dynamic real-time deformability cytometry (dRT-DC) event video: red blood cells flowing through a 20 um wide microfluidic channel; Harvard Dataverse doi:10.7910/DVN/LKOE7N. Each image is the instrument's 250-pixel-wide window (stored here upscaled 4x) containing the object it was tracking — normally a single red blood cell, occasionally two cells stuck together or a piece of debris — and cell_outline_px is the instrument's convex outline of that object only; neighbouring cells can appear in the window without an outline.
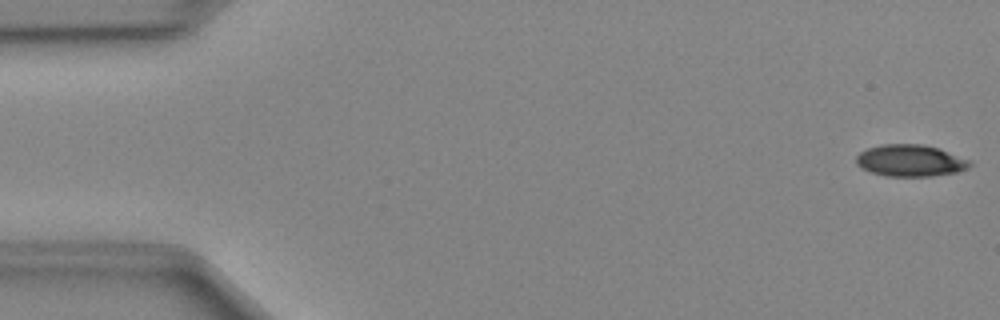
{"species": "Egyptian fruit bat (a non-hibernating species)", "species_latin": "Rousettus aegyptiacus", "temperature_condition": "cold", "stored_images_in_passage": 43, "camera_frame_rate_fps": 3000, "um_per_image_px": 0.085, "animal": {"sex": "female"}, "frame": {"image": 1, "passage_image": 1, "time_ms": 0.0, "image_size_px": [1000, 320], "cell_outline_px": [[972, 164], [968, 168], [956, 172], [932, 176], [884, 176], [872, 172], [856, 164], [856, 156], [860, 152], [868, 148], [880, 144], [924, 144], [940, 148], [968, 160]], "centroid_in_image_um": [77.37, 13.64], "position_along_channel_um": 7.6, "area_um2": 20.98}}
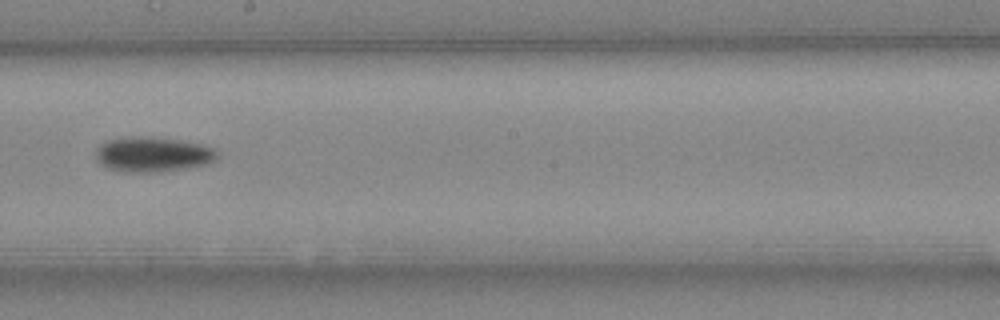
{"frame": {"image": 2, "passage_image": 27, "time_ms": 8.667, "image_size_px": [1000, 320], "cell_outline_px": [[220, 152], [216, 160], [208, 164], [184, 168], [156, 172], [120, 172], [104, 168], [96, 160], [96, 148], [100, 144], [108, 140], [128, 136], [140, 136], [180, 140], [200, 144], [216, 148]], "centroid_in_image_um": [12.97, 13.13], "position_along_channel_um": 235.2, "area_um2": 25.14}}
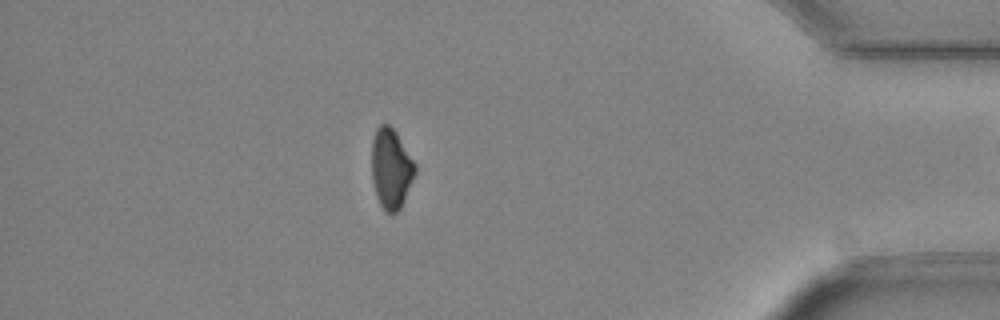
{"frame": {"image": 3, "passage_image": 42, "time_ms": 13.667, "image_size_px": [1000, 320], "cell_outline_px": [[416, 172], [404, 200], [400, 208], [392, 216], [380, 204], [376, 196], [372, 180], [372, 140], [376, 128], [380, 124], [388, 124], [396, 132], [416, 164]], "centroid_in_image_um": [33.23, 14.32], "position_along_channel_um": 402.0, "area_um2": 20.23}}